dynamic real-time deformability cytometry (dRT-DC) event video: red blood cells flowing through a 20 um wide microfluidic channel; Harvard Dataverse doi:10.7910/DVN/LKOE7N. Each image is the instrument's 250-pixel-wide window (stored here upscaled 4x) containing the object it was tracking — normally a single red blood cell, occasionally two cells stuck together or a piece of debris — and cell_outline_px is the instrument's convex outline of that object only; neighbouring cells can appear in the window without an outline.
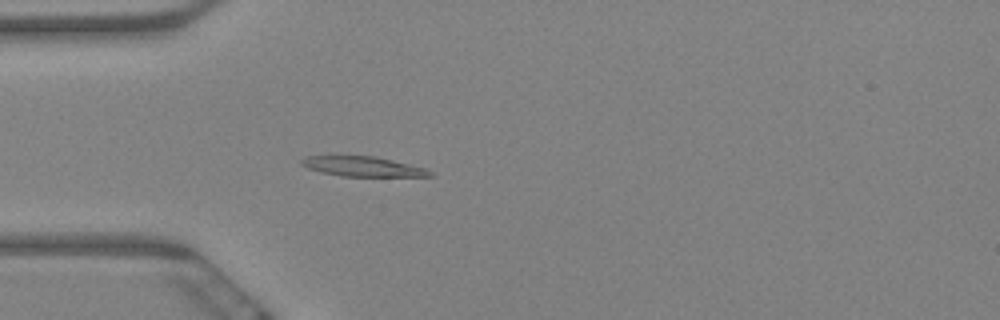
{"species": "Egyptian fruit bat (a non-hibernating species)", "species_latin": "Rousettus aegyptiacus", "temperature_condition": "warm", "stored_images_in_passage": 63, "camera_frame_rate_fps": 3000, "um_per_image_px": 0.085, "animal": {"sex": "female"}, "frame": {"image": 1, "passage_image": 18, "time_ms": 5.667, "image_size_px": [1000, 320], "cell_outline_px": [[432, 176], [340, 176], [320, 172], [308, 168], [300, 164], [300, 160], [304, 156], [372, 156], [392, 160], [428, 168], [432, 172]], "centroid_in_image_um": [30.82, 14.15], "position_along_channel_um": 54.2, "area_um2": 14.85}}
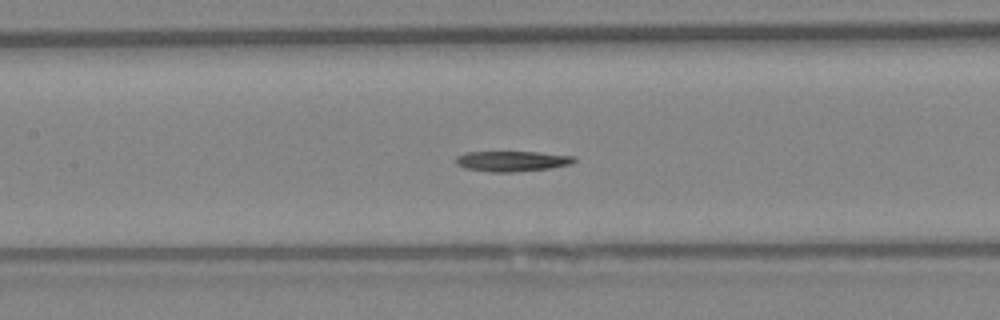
{"frame": {"image": 2, "passage_image": 29, "time_ms": 9.333, "image_size_px": [1000, 320], "cell_outline_px": [[576, 160], [572, 164], [552, 168], [512, 172], [492, 172], [464, 168], [456, 164], [456, 156], [468, 152], [540, 152], [576, 156]], "centroid_in_image_um": [43.56, 13.7], "position_along_channel_um": 163.8, "area_um2": 14.16}}
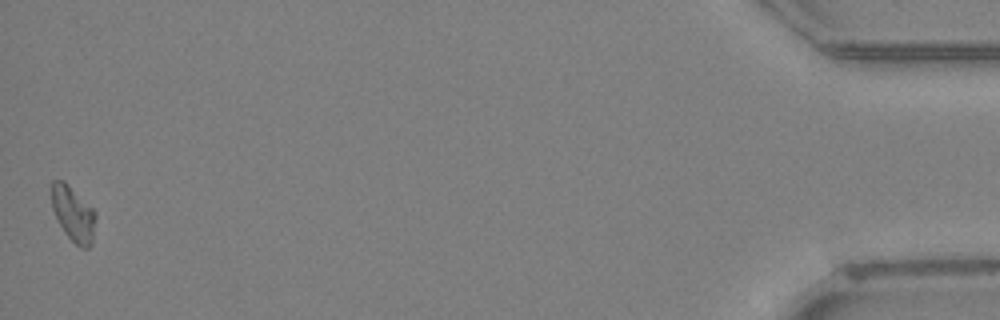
{"frame": {"image": 3, "passage_image": 63, "time_ms": 20.667, "image_size_px": [1000, 320], "cell_outline_px": [[96, 216], [92, 244], [88, 248], [80, 248], [64, 232], [52, 208], [52, 180], [64, 180], [96, 212]], "centroid_in_image_um": [6.24, 18.19], "position_along_channel_um": 429.0, "area_um2": 13.99}}